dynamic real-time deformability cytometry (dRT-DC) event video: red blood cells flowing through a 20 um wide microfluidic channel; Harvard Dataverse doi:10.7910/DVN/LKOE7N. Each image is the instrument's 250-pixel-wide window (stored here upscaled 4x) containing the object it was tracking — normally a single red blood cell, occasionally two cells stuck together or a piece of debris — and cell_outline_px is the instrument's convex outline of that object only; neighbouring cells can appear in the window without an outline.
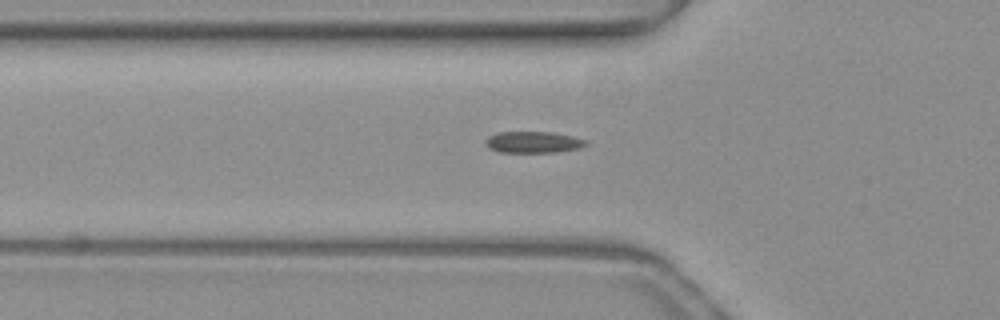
{"species": "common noctule bat (a hibernating species)", "species_latin": "Nyctalus noctula", "temperature_condition": "warm", "stored_images_in_passage": 44, "camera_frame_rate_fps": 3000, "um_per_image_px": 0.085, "animal": {"sex": "female", "body_mass_g": 19.3, "forearm_length_mm": 54.1}, "frame": {"image": 1, "passage_image": 17, "time_ms": 5.333, "image_size_px": [1000, 320], "cell_outline_px": [[588, 144], [580, 148], [556, 152], [500, 152], [488, 148], [484, 144], [484, 140], [488, 136], [496, 132], [552, 132], [572, 136], [584, 140]], "centroid_in_image_um": [45.26, 12.08], "position_along_channel_um": 80.5, "area_um2": 12.6}}
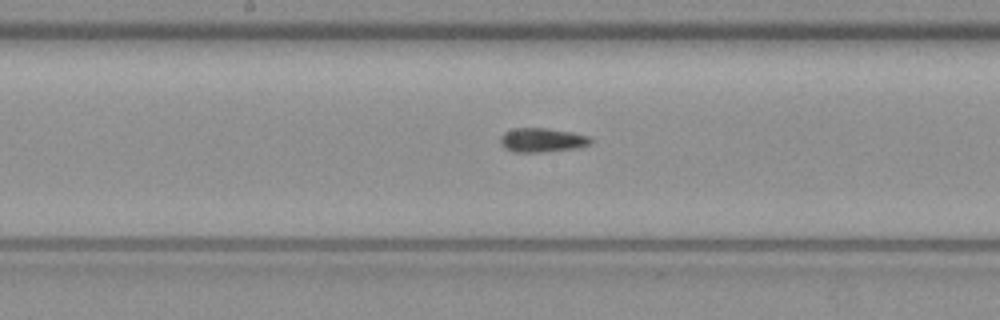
{"frame": {"image": 2, "passage_image": 26, "time_ms": 8.333, "image_size_px": [1000, 320], "cell_outline_px": [[592, 144], [580, 148], [544, 152], [512, 152], [504, 148], [500, 144], [500, 136], [504, 132], [512, 128], [548, 128], [572, 132], [588, 136], [592, 140]], "centroid_in_image_um": [46.07, 11.91], "position_along_channel_um": 202.1, "area_um2": 13.01}}
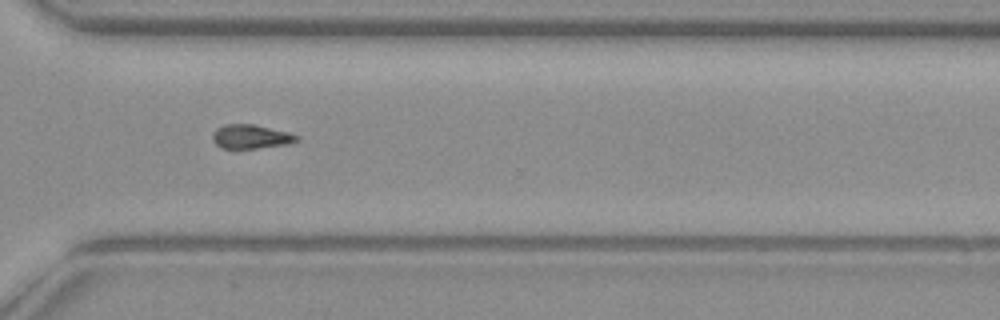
{"frame": {"image": 3, "passage_image": 37, "time_ms": 12.0, "image_size_px": [1000, 320], "cell_outline_px": [[300, 140], [288, 144], [256, 148], [220, 148], [212, 140], [212, 136], [216, 128], [224, 124], [252, 124], [288, 132], [300, 136]], "centroid_in_image_um": [21.32, 11.61], "position_along_channel_um": 349.3, "area_um2": 11.79}}